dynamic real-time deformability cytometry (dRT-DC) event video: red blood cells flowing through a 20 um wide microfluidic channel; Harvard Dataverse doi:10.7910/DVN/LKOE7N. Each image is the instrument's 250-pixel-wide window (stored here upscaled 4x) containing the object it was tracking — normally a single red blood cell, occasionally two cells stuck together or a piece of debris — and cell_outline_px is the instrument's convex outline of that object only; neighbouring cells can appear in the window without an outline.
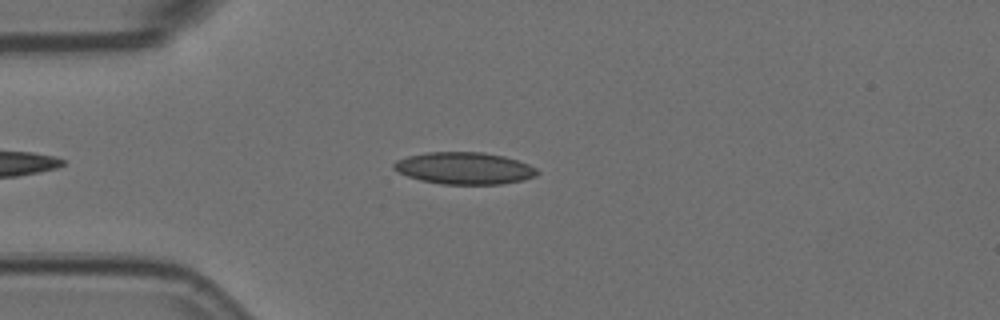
{"species": "Egyptian fruit bat (a non-hibernating species)", "species_latin": "Rousettus aegyptiacus", "temperature_condition": "room temperature", "stored_images_in_passage": 46, "camera_frame_rate_fps": 3000, "um_per_image_px": 0.085, "animal": {"sex": "female"}, "frame": {"image": 1, "passage_image": 8, "time_ms": 2.333, "image_size_px": [1000, 320], "cell_outline_px": [[540, 172], [536, 176], [524, 180], [500, 184], [440, 184], [420, 180], [408, 176], [392, 168], [392, 164], [396, 160], [408, 156], [428, 152], [484, 152], [504, 156], [528, 164], [536, 168]], "centroid_in_image_um": [39.47, 14.3], "position_along_channel_um": 45.5, "area_um2": 26.76}}
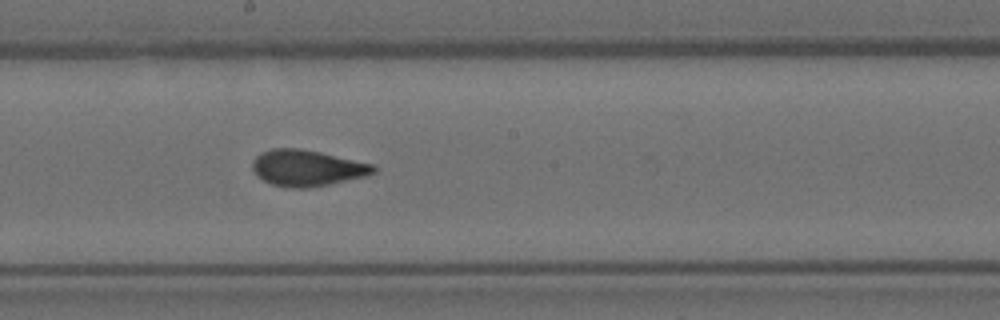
{"frame": {"image": 2, "passage_image": 24, "time_ms": 7.667, "image_size_px": [1000, 320], "cell_outline_px": [[376, 172], [368, 176], [308, 188], [288, 188], [272, 184], [256, 176], [252, 168], [252, 160], [260, 152], [272, 148], [300, 148], [320, 152], [372, 164], [376, 168]], "centroid_in_image_um": [26.07, 14.28], "position_along_channel_um": 222.1, "area_um2": 25.61}}
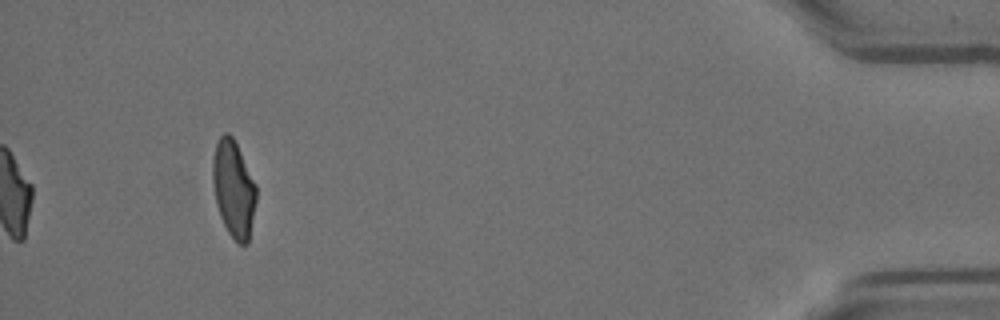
{"frame": {"image": 3, "passage_image": 46, "time_ms": 15.0, "image_size_px": [1000, 320], "cell_outline_px": [[256, 200], [248, 244], [240, 244], [228, 232], [220, 216], [216, 204], [212, 180], [212, 160], [216, 144], [220, 136], [224, 132], [228, 132], [232, 136], [256, 184]], "centroid_in_image_um": [19.84, 16.04], "position_along_channel_um": 415.4, "area_um2": 24.39}, "authors_computed_cell_mechanics": {"area_um2": 25.3164, "velocity_mm_per_s": 3.594, "shape_relaxation_time_tau1_ms": 7.0738, "shape_relaxation_time_tau2_ms": 0.9259, "deformation_change_tau1": 0.1784, "deformation_change_tau2": 0.0691}}